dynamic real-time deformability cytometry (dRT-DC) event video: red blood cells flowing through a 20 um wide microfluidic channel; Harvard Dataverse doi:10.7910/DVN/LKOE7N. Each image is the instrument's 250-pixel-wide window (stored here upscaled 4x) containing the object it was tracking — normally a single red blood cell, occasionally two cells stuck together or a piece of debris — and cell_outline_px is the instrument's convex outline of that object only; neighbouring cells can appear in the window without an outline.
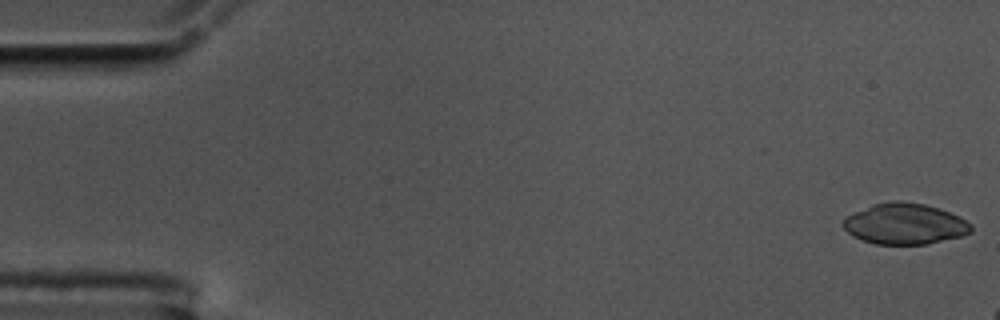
{"species": "common noctule bat (a hibernating species)", "species_latin": "Nyctalus noctula", "temperature_condition": "cold", "stored_images_in_passage": 10, "camera_frame_rate_fps": 3000, "um_per_image_px": 0.085, "animal": {"sex": "male", "body_mass_g": 17.5, "forearm_length_mm": 52.3}, "frame": {"image": 1, "passage_image": 1, "time_ms": 0.0, "image_size_px": [1000, 320], "cell_outline_px": [[972, 232], [960, 236], [928, 244], [876, 244], [852, 236], [840, 224], [844, 216], [872, 204], [892, 200], [900, 200], [924, 204], [960, 216], [972, 224]], "centroid_in_image_um": [76.87, 19.02], "position_along_channel_um": 8.1, "area_um2": 30.69}}